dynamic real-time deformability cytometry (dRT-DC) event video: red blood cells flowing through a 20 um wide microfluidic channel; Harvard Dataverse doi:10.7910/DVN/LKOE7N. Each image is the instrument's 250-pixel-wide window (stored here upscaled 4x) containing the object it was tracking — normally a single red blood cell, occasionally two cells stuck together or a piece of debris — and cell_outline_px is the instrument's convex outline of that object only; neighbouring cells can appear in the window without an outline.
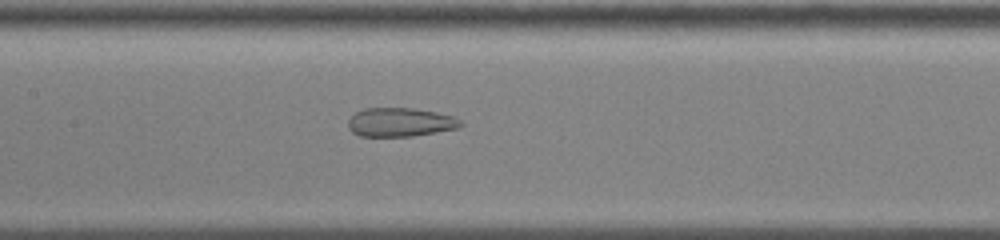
{"species": "common noctule bat (a hibernating species)", "species_latin": "Nyctalus noctula", "temperature_condition": "cold", "stored_images_in_passage": 39, "camera_frame_rate_fps": 3000, "um_per_image_px": 0.085, "animal": {"sex": "male", "body_mass_g": 13.0, "forearm_length_mm": 53.1}, "frame": {"image": 1, "passage_image": 10, "time_ms": 3.0, "image_size_px": [1000, 240], "cell_outline_px": [[464, 124], [460, 128], [412, 136], [360, 136], [352, 132], [348, 128], [348, 120], [356, 112], [364, 108], [412, 108], [436, 112], [452, 116], [460, 120]], "centroid_in_image_um": [34.02, 10.39], "position_along_channel_um": 173.4, "area_um2": 18.9}}
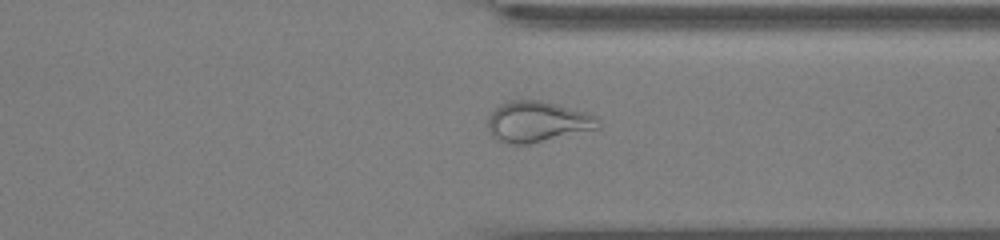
{"frame": {"image": 2, "passage_image": 26, "time_ms": 8.333, "image_size_px": [1000, 240], "cell_outline_px": [[600, 128], [528, 144], [508, 144], [496, 140], [492, 136], [488, 128], [488, 116], [500, 104], [508, 100], [540, 100], [588, 112], [600, 116]], "centroid_in_image_um": [45.7, 10.34], "position_along_channel_um": 365.7, "area_um2": 26.47}}
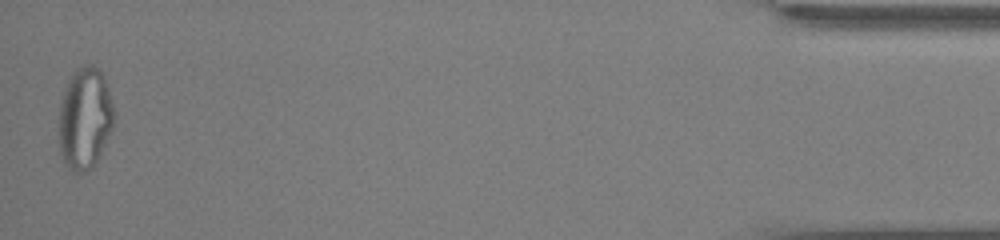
{"frame": {"image": 3, "passage_image": 38, "time_ms": 12.333, "image_size_px": [1000, 240], "cell_outline_px": [[116, 116], [112, 128], [92, 168], [80, 172], [72, 172], [64, 164], [60, 152], [60, 104], [68, 80], [72, 72], [84, 64], [92, 64], [104, 76], [108, 88]], "centroid_in_image_um": [7.22, 10.04], "position_along_channel_um": 428.0, "area_um2": 32.43}, "authors_computed_cell_mechanics": {"area_um2": 22.0796, "velocity_mm_per_s": 3.6097, "shape_relaxation_time_tau1_ms": null, "shape_relaxation_time_tau2_ms": 1.2075, "deformation_change_tau1": null, "deformation_change_tau2": 0.0845}}